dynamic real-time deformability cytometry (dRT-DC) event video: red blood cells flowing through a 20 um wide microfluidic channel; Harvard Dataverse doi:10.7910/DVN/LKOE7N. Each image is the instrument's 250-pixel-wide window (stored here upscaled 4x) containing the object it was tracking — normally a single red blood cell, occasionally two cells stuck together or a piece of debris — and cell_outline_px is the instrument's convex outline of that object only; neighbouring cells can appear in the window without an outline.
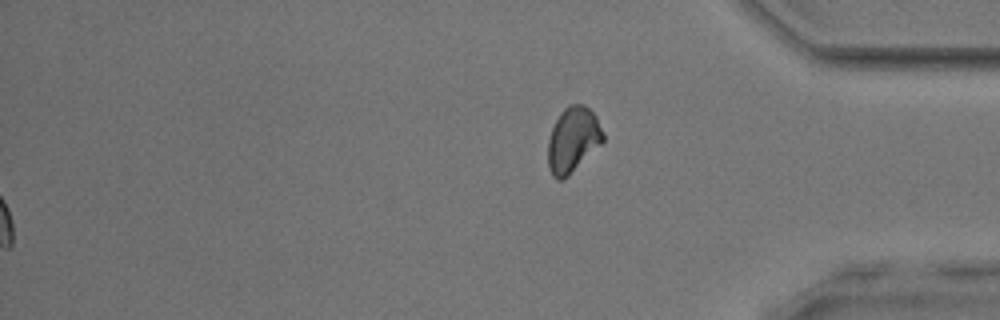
{"species": "common noctule bat (a hibernating species)", "species_latin": "Nyctalus noctula", "temperature_condition": "room temperature", "stored_images_in_passage": 53, "segment_of_instrument_passage": [2, 2], "camera_frame_rate_fps": 3000, "um_per_image_px": 0.085, "animal": {"sex": "male", "body_mass_g": 17.9, "forearm_length_mm": 54.2}, "frame": {"image": 1, "passage_image": 53, "time_ms": 17.333, "image_size_px": [1000, 320], "cell_outline_px": [[604, 140], [568, 176], [560, 180], [556, 180], [552, 176], [548, 168], [548, 140], [552, 128], [560, 112], [568, 104], [584, 104], [596, 116], [604, 132]], "centroid_in_image_um": [48.68, 11.87], "position_along_channel_um": 386.5, "area_um2": 20.92}}